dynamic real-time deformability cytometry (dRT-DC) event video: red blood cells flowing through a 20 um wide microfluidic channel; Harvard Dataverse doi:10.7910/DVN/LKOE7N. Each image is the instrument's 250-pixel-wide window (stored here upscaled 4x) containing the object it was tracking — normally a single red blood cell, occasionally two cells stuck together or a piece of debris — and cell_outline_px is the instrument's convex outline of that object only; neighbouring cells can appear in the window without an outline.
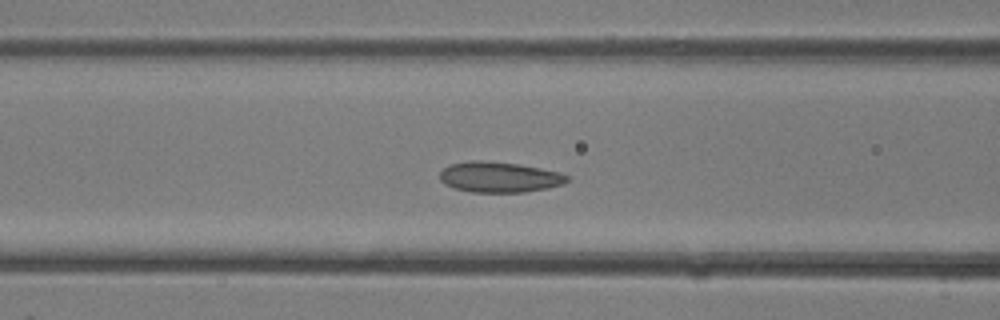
{"species": "common noctule bat (a hibernating species)", "species_latin": "Nyctalus noctula", "temperature_condition": "room temperature", "stored_images_in_passage": 30, "camera_frame_rate_fps": 3000, "um_per_image_px": 0.085, "animal": {"sex": "female"}, "frame": {"image": 1, "passage_image": 9, "time_ms": 2.667, "image_size_px": [1000, 320], "cell_outline_px": [[568, 180], [564, 184], [548, 188], [524, 192], [472, 192], [452, 188], [444, 184], [440, 180], [440, 172], [444, 168], [452, 164], [472, 160], [480, 160], [520, 164], [560, 172], [568, 176]], "centroid_in_image_um": [42.44, 15.06], "position_along_channel_um": 124.2, "area_um2": 22.72}}
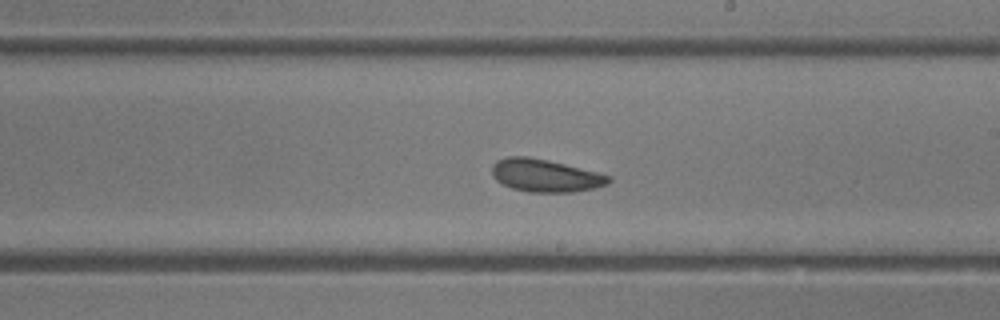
{"frame": {"image": 2, "passage_image": 15, "time_ms": 4.667, "image_size_px": [1000, 320], "cell_outline_px": [[612, 180], [608, 184], [596, 188], [572, 192], [528, 192], [512, 188], [496, 180], [492, 176], [492, 164], [496, 160], [508, 156], [528, 156], [548, 160], [612, 176]], "centroid_in_image_um": [46.34, 14.92], "position_along_channel_um": 242.7, "area_um2": 22.31}}
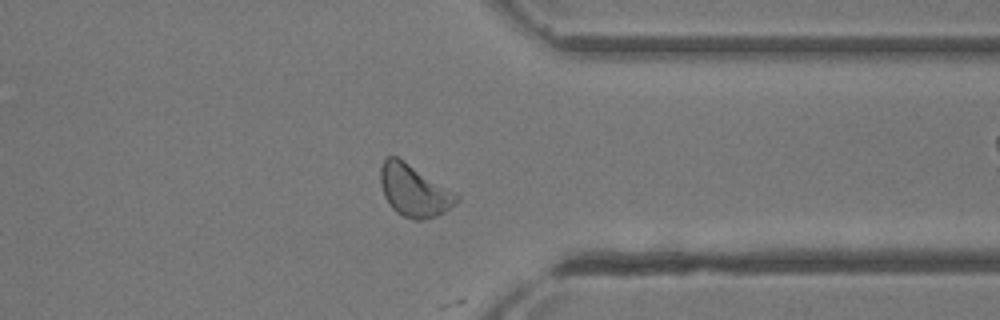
{"frame": {"image": 3, "passage_image": 22, "time_ms": 7.0, "image_size_px": [1000, 320], "cell_outline_px": [[460, 200], [456, 204], [444, 212], [436, 216], [420, 220], [412, 220], [396, 212], [392, 208], [384, 196], [380, 184], [380, 168], [384, 160], [388, 156], [396, 156], [460, 196]], "centroid_in_image_um": [35.17, 16.23], "position_along_channel_um": 376.2, "area_um2": 22.66}}